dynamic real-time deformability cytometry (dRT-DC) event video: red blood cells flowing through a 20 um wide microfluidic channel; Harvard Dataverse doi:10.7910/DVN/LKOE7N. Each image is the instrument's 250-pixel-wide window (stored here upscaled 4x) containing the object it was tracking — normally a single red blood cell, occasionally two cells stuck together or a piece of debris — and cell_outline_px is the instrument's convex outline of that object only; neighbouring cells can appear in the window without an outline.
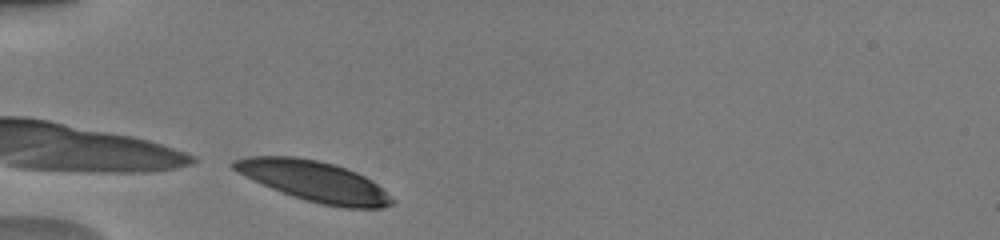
{"species": "human", "species_latin": "Homo sapiens", "temperature_condition": "warm", "stored_images_in_passage": 25, "camera_frame_rate_fps": 3000, "um_per_image_px": 0.085, "donor": {"sex": "male"}, "frame": {"image": 1, "passage_image": 1, "time_ms": 0.0, "image_size_px": [1000, 240], "cell_outline_px": [[396, 200], [392, 204], [384, 208], [344, 208], [320, 204], [272, 188], [244, 176], [232, 168], [228, 164], [232, 160], [248, 156], [292, 156], [316, 160], [332, 164], [356, 172], [372, 180]], "centroid_in_image_um": [26.71, 15.4], "position_along_channel_um": 58.3, "area_um2": 36.99}}
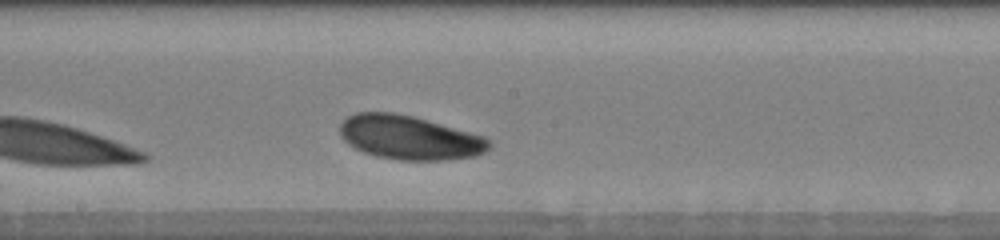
{"frame": {"image": 2, "passage_image": 13, "time_ms": 4.333, "image_size_px": [1000, 240], "cell_outline_px": [[488, 148], [484, 152], [472, 156], [444, 160], [400, 160], [376, 156], [364, 152], [348, 144], [340, 136], [340, 124], [348, 116], [356, 112], [392, 112], [412, 116], [484, 136], [488, 140]], "centroid_in_image_um": [34.74, 11.69], "position_along_channel_um": 213.5, "area_um2": 37.8}}
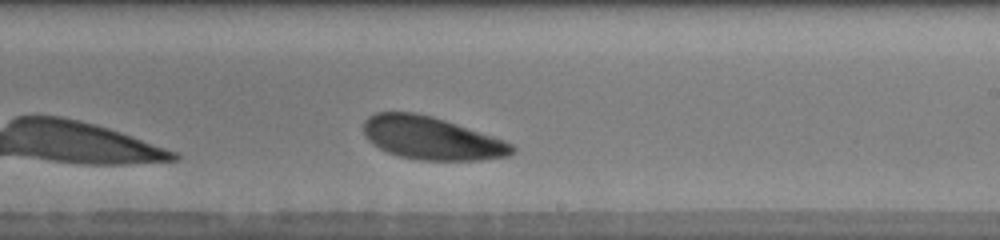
{"frame": {"image": 3, "passage_image": 16, "time_ms": 5.333, "image_size_px": [1000, 240], "cell_outline_px": [[516, 148], [508, 156], [480, 160], [416, 160], [400, 156], [388, 152], [372, 144], [364, 136], [364, 120], [368, 116], [376, 112], [416, 112], [432, 116], [504, 140], [512, 144]], "centroid_in_image_um": [36.64, 11.74], "position_along_channel_um": 252.4, "area_um2": 36.99}, "authors_computed_cell_mechanics": {"area_um2": 37.57, "velocity_mm_per_s": 3.9011, "shape_relaxation_time_tau1_ms": 1.2414, "shape_relaxation_time_tau2_ms": null, "deformation_change_tau1": 0.0914, "deformation_change_tau2": null}}